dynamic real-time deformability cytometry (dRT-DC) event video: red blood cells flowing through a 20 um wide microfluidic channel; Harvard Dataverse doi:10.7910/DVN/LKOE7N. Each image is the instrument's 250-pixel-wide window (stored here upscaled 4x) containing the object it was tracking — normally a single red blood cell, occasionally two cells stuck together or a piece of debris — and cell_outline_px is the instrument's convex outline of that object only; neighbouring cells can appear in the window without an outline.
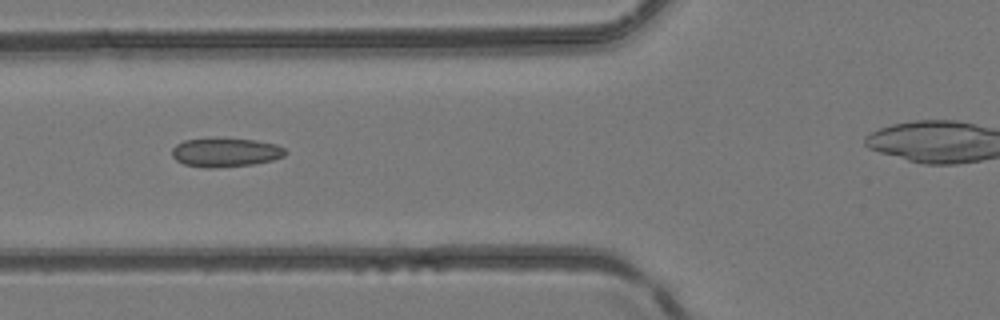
{"species": "common noctule bat (a hibernating species)", "species_latin": "Nyctalus noctula", "temperature_condition": "room temperature", "stored_images_in_passage": 5, "camera_frame_rate_fps": 3000, "um_per_image_px": 0.085, "animal": {"sex": "female", "body_mass_g": 24.6, "forearm_length_mm": 56.2}, "frame": {"image": 1, "passage_image": 4, "time_ms": 1.0, "image_size_px": [1000, 320], "cell_outline_px": [[288, 152], [284, 156], [272, 160], [252, 164], [216, 168], [208, 168], [184, 164], [176, 160], [172, 156], [172, 148], [176, 144], [184, 140], [208, 136], [216, 136], [256, 140], [276, 144], [284, 148]], "centroid_in_image_um": [19.14, 12.91], "position_along_channel_um": 106.7, "area_um2": 19.77}}
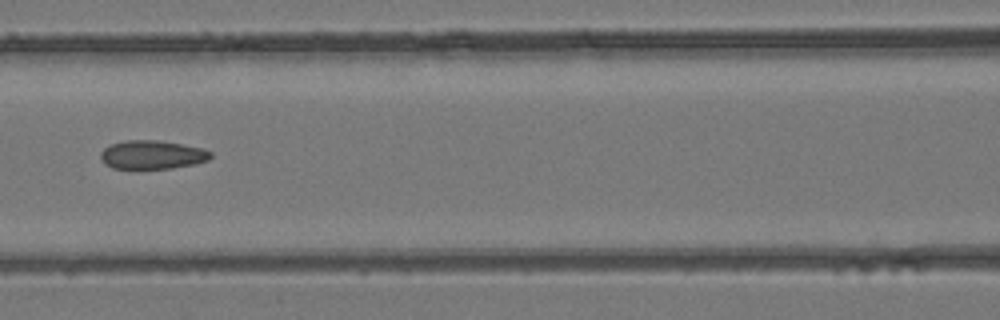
{"frame": {"image": 2, "passage_image": 5, "time_ms": 1.333, "image_size_px": [1000, 320], "cell_outline_px": [[212, 156], [208, 160], [196, 164], [172, 168], [112, 168], [104, 164], [100, 160], [100, 152], [104, 148], [112, 144], [128, 140], [156, 140], [204, 148], [212, 152]], "centroid_in_image_um": [12.94, 13.16], "position_along_channel_um": 153.7, "area_um2": 18.38}}